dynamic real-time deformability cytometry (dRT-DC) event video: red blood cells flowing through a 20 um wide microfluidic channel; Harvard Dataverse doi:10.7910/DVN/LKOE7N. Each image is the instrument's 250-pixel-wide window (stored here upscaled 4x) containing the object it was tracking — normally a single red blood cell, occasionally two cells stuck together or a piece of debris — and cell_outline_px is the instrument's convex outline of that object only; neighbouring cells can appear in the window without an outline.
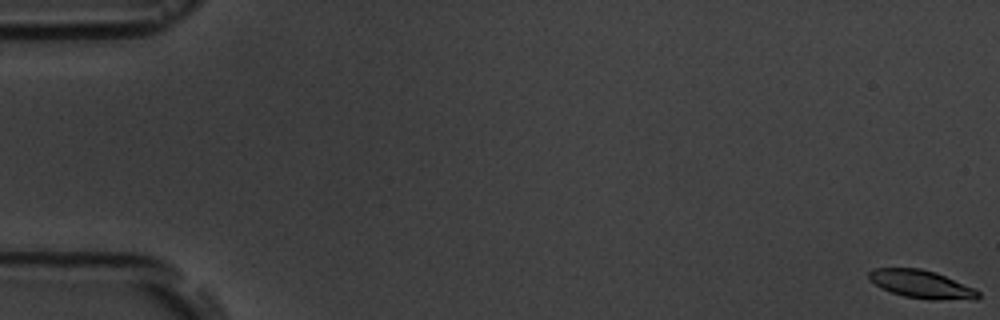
{"species": "common noctule bat (a hibernating species)", "species_latin": "Nyctalus noctula", "temperature_condition": "room temperature", "stored_images_in_passage": 6, "camera_frame_rate_fps": 3000, "um_per_image_px": 0.085, "animal": {"sex": "male", "body_mass_g": 19.5, "forearm_length_mm": 54.6}, "frame": {"image": 1, "passage_image": 1, "time_ms": 0.0, "image_size_px": [1000, 320], "cell_outline_px": [[980, 296], [976, 300], [928, 300], [904, 296], [880, 288], [868, 280], [868, 272], [872, 268], [920, 268], [936, 272], [976, 288], [980, 292]], "centroid_in_image_um": [78.35, 24.17], "position_along_channel_um": 6.6, "area_um2": 18.32}}
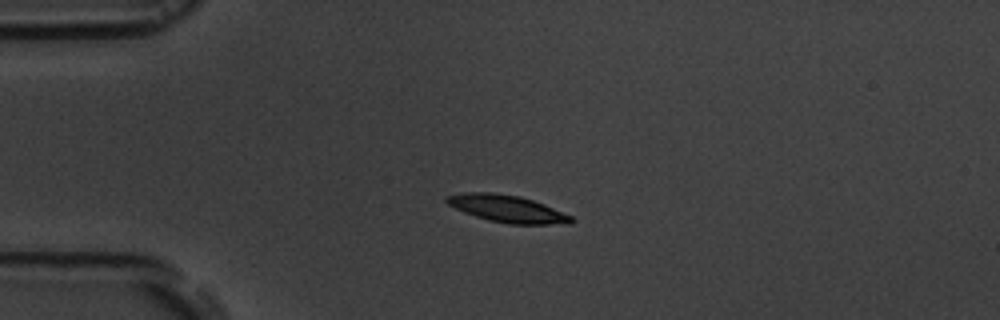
{"frame": {"image": 2, "passage_image": 5, "time_ms": 4.667, "image_size_px": [1000, 320], "cell_outline_px": [[576, 220], [572, 224], [508, 224], [488, 220], [464, 212], [448, 204], [444, 200], [444, 196], [464, 192], [492, 192], [520, 196], [544, 204], [572, 216]], "centroid_in_image_um": [43.12, 17.74], "position_along_channel_um": 41.9, "area_um2": 19.83}}